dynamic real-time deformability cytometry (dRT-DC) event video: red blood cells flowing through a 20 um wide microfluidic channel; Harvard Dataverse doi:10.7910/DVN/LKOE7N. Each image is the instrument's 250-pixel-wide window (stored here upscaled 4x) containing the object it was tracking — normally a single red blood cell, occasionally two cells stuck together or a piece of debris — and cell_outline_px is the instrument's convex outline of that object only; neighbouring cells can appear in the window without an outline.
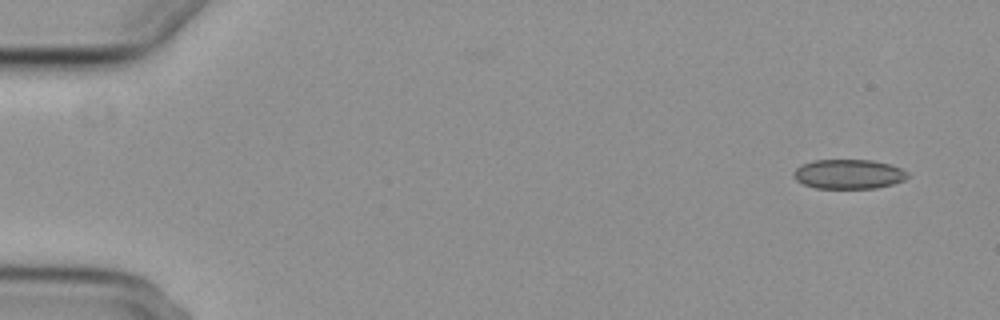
{"species": "common noctule bat (a hibernating species)", "species_latin": "Nyctalus noctula", "temperature_condition": "cold", "stored_images_in_passage": 8, "camera_frame_rate_fps": 3000, "um_per_image_px": 0.085, "animal": {"sex": "female", "body_mass_g": 29.2, "forearm_length_mm": 56.3}, "frame": {"image": 1, "passage_image": 1, "time_ms": 0.0, "image_size_px": [1000, 320], "cell_outline_px": [[912, 176], [904, 180], [892, 184], [876, 188], [816, 188], [804, 184], [796, 180], [792, 172], [800, 164], [812, 160], [872, 160], [892, 164], [908, 172]], "centroid_in_image_um": [72.15, 14.79], "position_along_channel_um": 12.9, "area_um2": 19.83}}
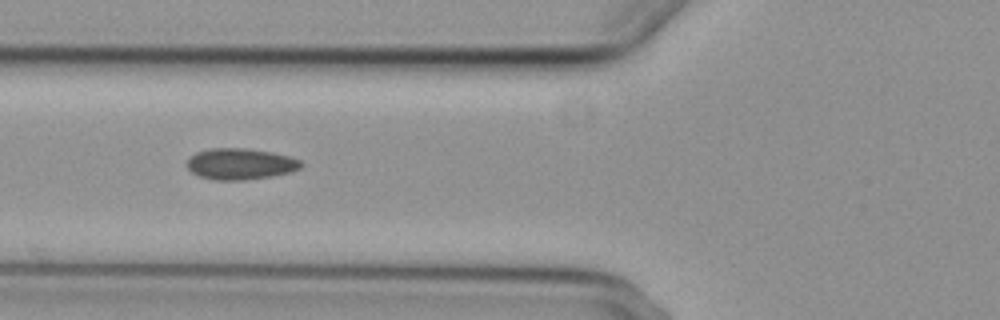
{"frame": {"image": 2, "passage_image": 6, "time_ms": 6.0, "image_size_px": [1000, 320], "cell_outline_px": [[304, 164], [300, 168], [292, 172], [272, 176], [244, 180], [212, 180], [200, 176], [192, 172], [188, 168], [188, 160], [196, 152], [212, 148], [244, 148], [272, 152], [288, 156], [300, 160]], "centroid_in_image_um": [20.46, 13.94], "position_along_channel_um": 105.3, "area_um2": 20.69}}
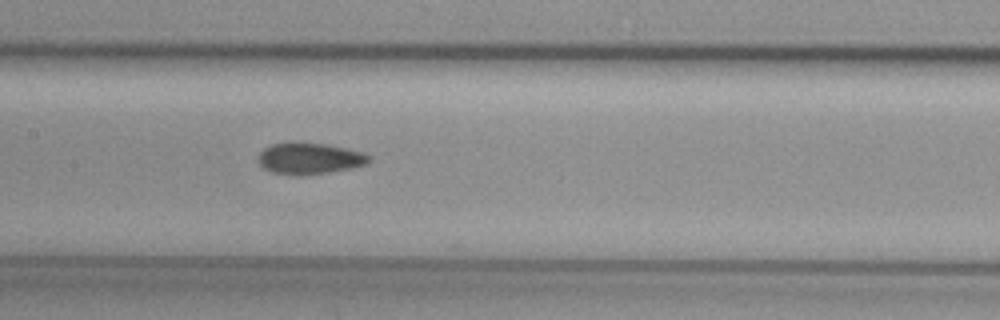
{"frame": {"image": 3, "passage_image": 8, "time_ms": 8.0, "image_size_px": [1000, 320], "cell_outline_px": [[372, 160], [368, 164], [352, 168], [328, 172], [300, 176], [272, 172], [264, 168], [260, 164], [256, 156], [264, 148], [272, 144], [292, 140], [296, 140], [324, 144], [348, 148], [364, 152], [372, 156]], "centroid_in_image_um": [26.32, 13.44], "position_along_channel_um": 181.1, "area_um2": 20.92}}